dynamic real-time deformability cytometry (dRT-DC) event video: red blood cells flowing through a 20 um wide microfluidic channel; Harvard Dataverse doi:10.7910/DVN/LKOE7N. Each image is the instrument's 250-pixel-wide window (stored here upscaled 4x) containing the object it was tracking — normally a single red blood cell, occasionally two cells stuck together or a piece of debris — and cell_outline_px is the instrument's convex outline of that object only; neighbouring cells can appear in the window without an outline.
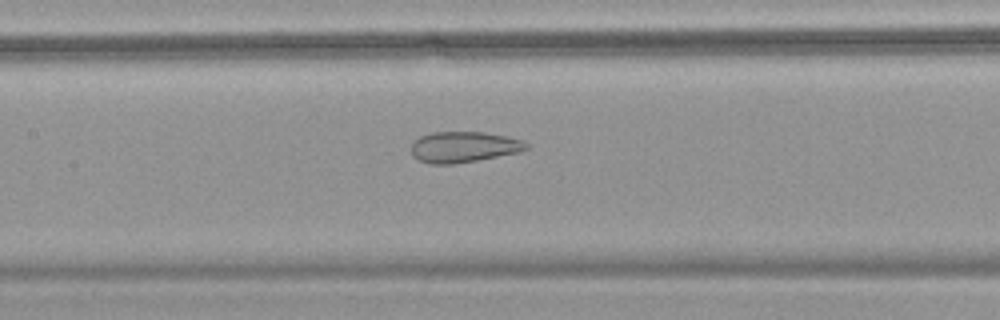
{"species": "common noctule bat (a hibernating species)", "species_latin": "Nyctalus noctula", "temperature_condition": "warm", "stored_images_in_passage": 57, "camera_frame_rate_fps": 3000, "um_per_image_px": 0.085, "animal": {"sex": "female", "body_mass_g": 18.4}, "frame": {"image": 1, "passage_image": 28, "time_ms": 9.0, "image_size_px": [1000, 320], "cell_outline_px": [[528, 148], [520, 152], [476, 160], [452, 164], [432, 164], [420, 160], [412, 156], [412, 144], [420, 136], [432, 132], [484, 132], [524, 140], [528, 144]], "centroid_in_image_um": [39.42, 12.49], "position_along_channel_um": 168.0, "area_um2": 20.52}}
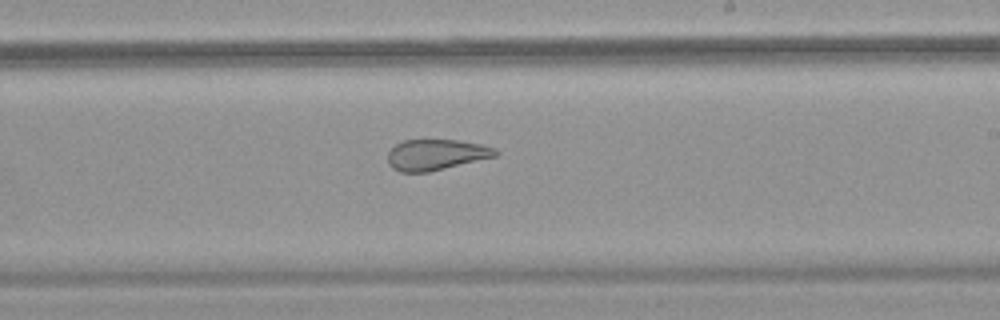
{"frame": {"image": 2, "passage_image": 35, "time_ms": 11.333, "image_size_px": [1000, 320], "cell_outline_px": [[500, 152], [496, 156], [428, 172], [400, 172], [392, 168], [388, 164], [388, 152], [396, 144], [404, 140], [456, 140], [480, 144], [496, 148]], "centroid_in_image_um": [37.05, 13.15], "position_along_channel_um": 251.9, "area_um2": 19.25}}
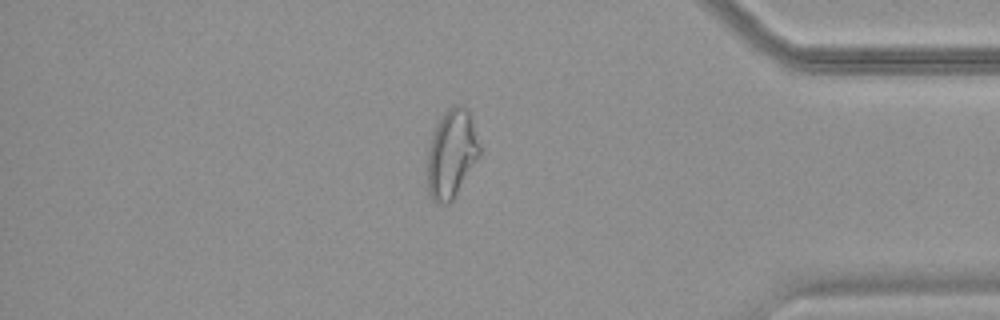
{"frame": {"image": 3, "passage_image": 49, "time_ms": 16.0, "image_size_px": [1000, 320], "cell_outline_px": [[480, 156], [452, 200], [448, 204], [436, 204], [428, 196], [428, 148], [432, 132], [440, 116], [452, 104], [460, 104], [468, 108], [480, 144]], "centroid_in_image_um": [38.37, 13.05], "position_along_channel_um": 396.8, "area_um2": 27.28}, "authors_computed_cell_mechanics": {"area_um2": 27.8596, "velocity_mm_per_s": 3.6193, "shape_relaxation_time_tau1_ms": null, "shape_relaxation_time_tau2_ms": 1.335, "deformation_change_tau1": null, "deformation_change_tau2": 0.0892}}